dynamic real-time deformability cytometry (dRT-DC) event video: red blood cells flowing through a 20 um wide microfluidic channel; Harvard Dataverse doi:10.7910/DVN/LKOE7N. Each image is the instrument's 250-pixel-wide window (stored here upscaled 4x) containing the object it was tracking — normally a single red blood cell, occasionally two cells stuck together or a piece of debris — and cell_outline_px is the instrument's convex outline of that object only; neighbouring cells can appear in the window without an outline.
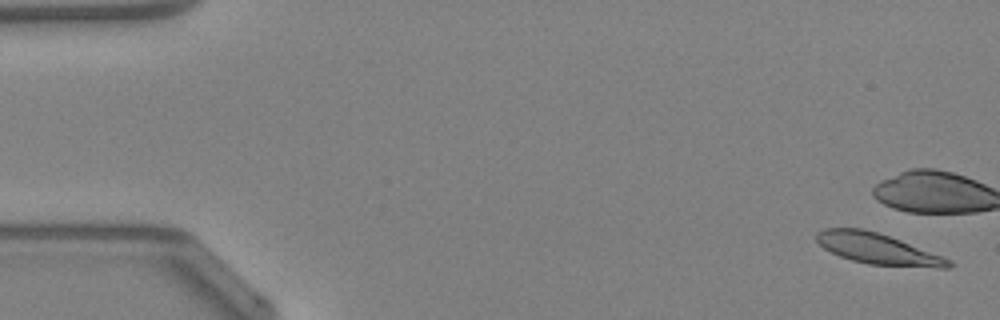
{"species": "Egyptian fruit bat (a non-hibernating species)", "species_latin": "Rousettus aegyptiacus", "temperature_condition": "warm", "stored_images_in_passage": 10, "camera_frame_rate_fps": 3000, "um_per_image_px": 0.085, "animal": {"sex": "female"}, "frame": {"image": 1, "passage_image": 2, "time_ms": 0.333, "image_size_px": [1000, 320], "cell_outline_px": [[952, 264], [948, 268], [936, 268], [868, 264], [852, 260], [840, 256], [824, 248], [816, 240], [816, 232], [824, 228], [864, 228], [900, 240], [952, 260]], "centroid_in_image_um": [74.59, 21.15], "position_along_channel_um": 10.4, "area_um2": 23.52}}